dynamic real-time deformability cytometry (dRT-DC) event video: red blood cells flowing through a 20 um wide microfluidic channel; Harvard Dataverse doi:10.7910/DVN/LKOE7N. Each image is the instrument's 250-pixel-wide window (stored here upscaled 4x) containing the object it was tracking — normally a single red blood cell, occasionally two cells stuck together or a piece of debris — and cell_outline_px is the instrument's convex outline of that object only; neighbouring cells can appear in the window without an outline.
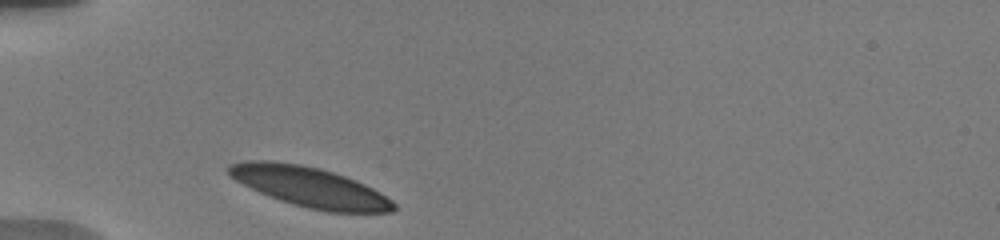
{"species": "human", "species_latin": "Homo sapiens", "temperature_condition": "warm", "stored_images_in_passage": 8, "camera_frame_rate_fps": 3000, "um_per_image_px": 0.085, "donor": {"sex": "male"}, "frame": {"image": 1, "passage_image": 1, "time_ms": 0.0, "image_size_px": [1000, 240], "cell_outline_px": [[396, 208], [392, 212], [328, 212], [308, 208], [292, 204], [280, 200], [260, 192], [228, 176], [224, 168], [228, 164], [244, 160], [272, 160], [300, 164], [320, 168], [356, 180], [380, 192], [392, 200], [396, 204]], "centroid_in_image_um": [26.29, 15.88], "position_along_channel_um": 58.7, "area_um2": 38.61}}
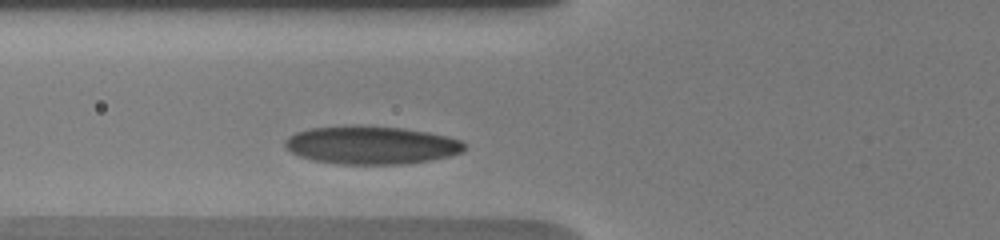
{"frame": {"image": 2, "passage_image": 5, "time_ms": 1.333, "image_size_px": [1000, 240], "cell_outline_px": [[468, 148], [464, 152], [432, 160], [400, 164], [340, 164], [316, 160], [300, 156], [284, 148], [284, 140], [288, 136], [296, 132], [308, 128], [352, 124], [360, 124], [404, 128], [428, 132], [448, 136], [460, 140]], "centroid_in_image_um": [31.55, 12.31], "position_along_channel_um": 94.2, "area_um2": 40.4}}